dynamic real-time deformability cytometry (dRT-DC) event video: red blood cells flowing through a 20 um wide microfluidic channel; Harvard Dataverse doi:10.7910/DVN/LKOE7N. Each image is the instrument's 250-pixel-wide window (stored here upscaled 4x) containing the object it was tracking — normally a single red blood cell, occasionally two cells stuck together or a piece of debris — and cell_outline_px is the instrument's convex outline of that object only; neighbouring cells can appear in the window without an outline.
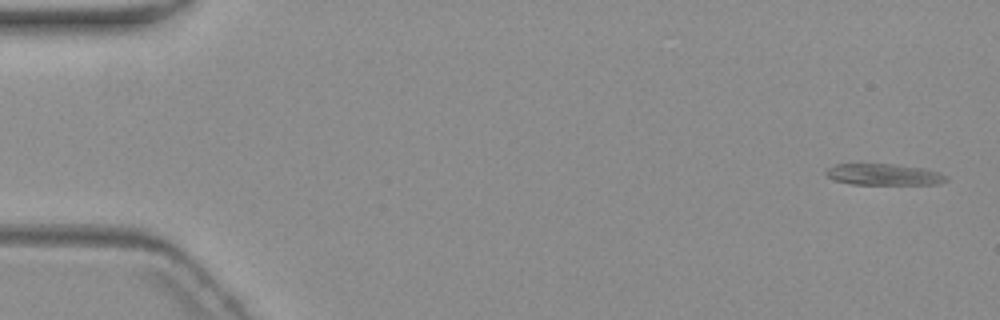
{"species": "common noctule bat (a hibernating species)", "species_latin": "Nyctalus noctula", "temperature_condition": "warm", "stored_images_in_passage": 5, "camera_frame_rate_fps": 3000, "um_per_image_px": 0.085, "animal": {"sex": "female", "body_mass_g": 19.3, "forearm_length_mm": 54.1}, "frame": {"image": 1, "passage_image": 1, "time_ms": 0.0, "image_size_px": [1000, 320], "cell_outline_px": [[948, 180], [936, 184], [852, 184], [836, 180], [828, 176], [824, 172], [828, 168], [836, 164], [892, 164], [924, 168], [940, 172], [948, 176]], "centroid_in_image_um": [75.16, 14.83], "position_along_channel_um": 9.8, "area_um2": 14.85}}
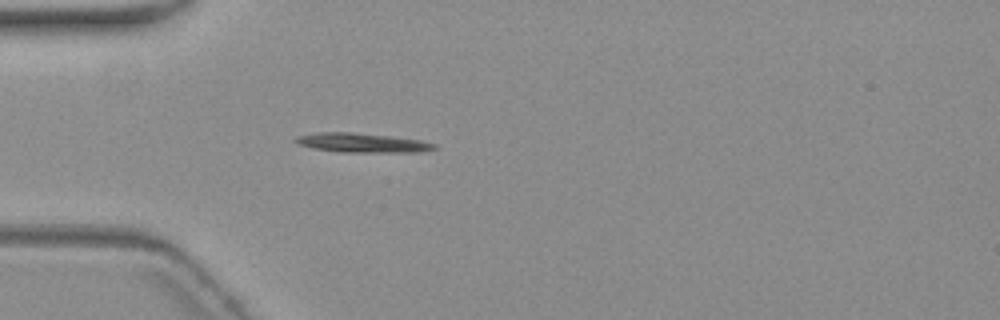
{"frame": {"image": 2, "passage_image": 5, "time_ms": 5.0, "image_size_px": [1000, 320], "cell_outline_px": [[436, 148], [420, 152], [340, 152], [312, 148], [296, 144], [292, 140], [296, 136], [316, 132], [352, 132], [388, 136], [420, 140], [436, 144]], "centroid_in_image_um": [30.7, 12.13], "position_along_channel_um": 54.3, "area_um2": 15.66}}